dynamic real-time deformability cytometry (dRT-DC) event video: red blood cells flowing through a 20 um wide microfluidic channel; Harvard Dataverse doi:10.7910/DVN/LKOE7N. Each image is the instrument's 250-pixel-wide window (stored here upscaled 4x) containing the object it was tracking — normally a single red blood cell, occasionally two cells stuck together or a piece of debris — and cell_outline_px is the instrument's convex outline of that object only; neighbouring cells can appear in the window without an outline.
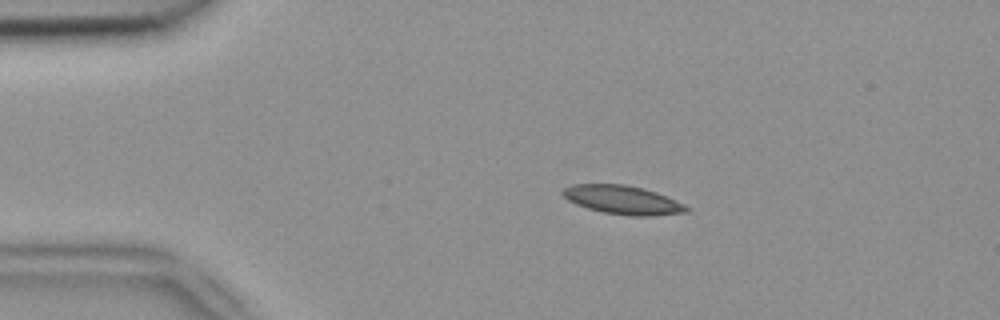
{"species": "common noctule bat (a hibernating species)", "species_latin": "Nyctalus noctula", "temperature_condition": "room temperature", "stored_images_in_passage": 5, "camera_frame_rate_fps": 3000, "um_per_image_px": 0.085, "animal": {"sex": "female", "body_mass_g": 18.4}, "frame": {"image": 1, "passage_image": 2, "time_ms": 0.333, "image_size_px": [1000, 320], "cell_outline_px": [[692, 208], [688, 212], [652, 216], [632, 216], [604, 212], [588, 208], [576, 204], [568, 200], [560, 192], [564, 188], [572, 184], [624, 184], [644, 188], [656, 192], [684, 204]], "centroid_in_image_um": [52.95, 16.99], "position_along_channel_um": 32.1, "area_um2": 20.69}}
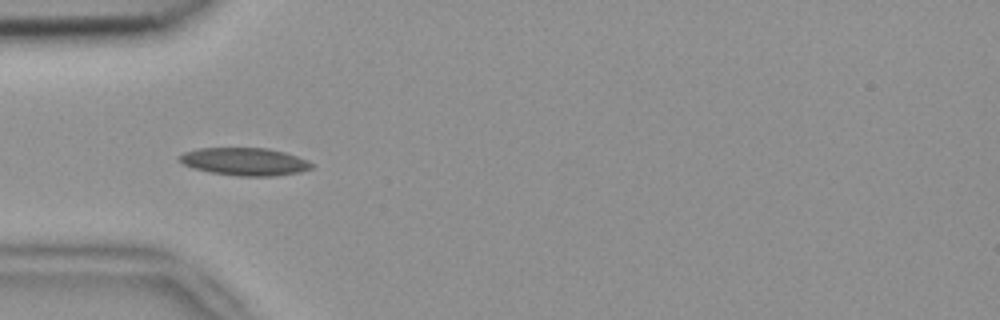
{"frame": {"image": 2, "passage_image": 3, "time_ms": 0.667, "image_size_px": [1000, 320], "cell_outline_px": [[312, 168], [300, 172], [276, 176], [236, 176], [212, 172], [192, 168], [176, 160], [176, 156], [184, 152], [200, 148], [268, 148], [284, 152], [308, 160], [312, 164]], "centroid_in_image_um": [20.76, 13.74], "position_along_channel_um": 64.2, "area_um2": 21.44}}